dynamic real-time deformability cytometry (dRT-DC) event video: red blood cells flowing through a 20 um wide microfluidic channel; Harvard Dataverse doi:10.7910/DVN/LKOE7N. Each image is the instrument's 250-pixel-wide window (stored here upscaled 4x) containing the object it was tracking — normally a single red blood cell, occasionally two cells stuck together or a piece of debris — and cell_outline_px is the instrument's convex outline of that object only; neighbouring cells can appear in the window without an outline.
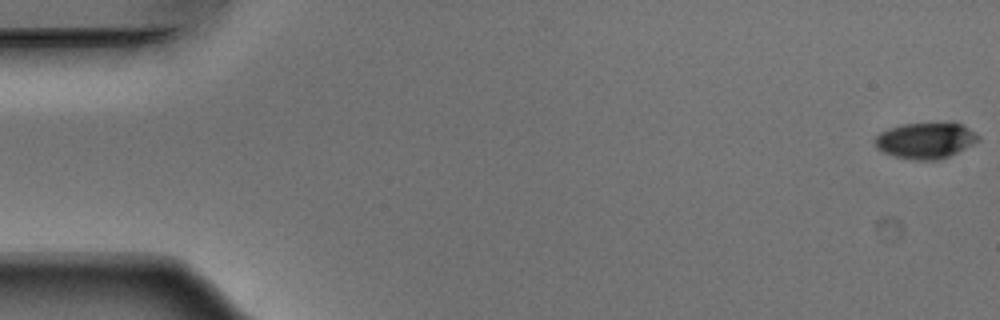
{"species": "Egyptian fruit bat (a non-hibernating species)", "species_latin": "Rousettus aegyptiacus", "temperature_condition": "warm", "stored_images_in_passage": 53, "camera_frame_rate_fps": 3000, "um_per_image_px": 0.085, "animal": {"sex": "male"}, "frame": {"image": 1, "passage_image": 1, "time_ms": 0.0, "image_size_px": [1000, 320], "cell_outline_px": [[980, 140], [948, 156], [936, 160], [916, 160], [896, 156], [884, 152], [876, 148], [872, 140], [880, 132], [888, 128], [900, 124], [952, 120], [968, 128], [980, 136]], "centroid_in_image_um": [78.65, 11.89], "position_along_channel_um": 6.3, "area_um2": 22.14}}
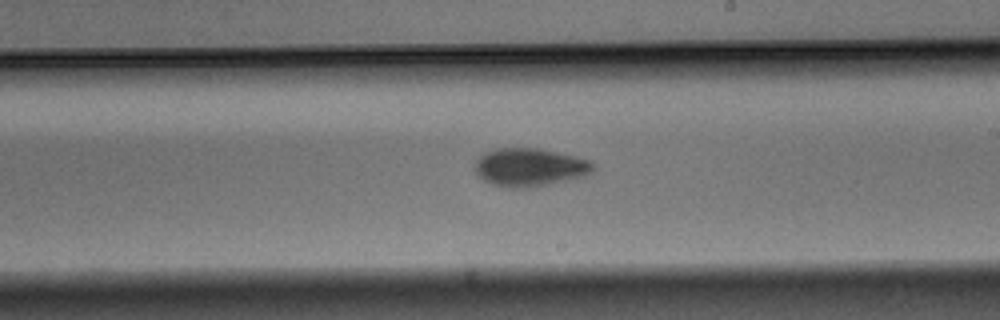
{"frame": {"image": 2, "passage_image": 31, "time_ms": 10.0, "image_size_px": [1000, 320], "cell_outline_px": [[596, 168], [592, 172], [584, 176], [536, 188], [508, 188], [492, 184], [484, 180], [476, 172], [476, 160], [484, 152], [496, 148], [540, 148], [592, 160], [596, 164]], "centroid_in_image_um": [45.08, 14.22], "position_along_channel_um": 243.9, "area_um2": 26.7}}
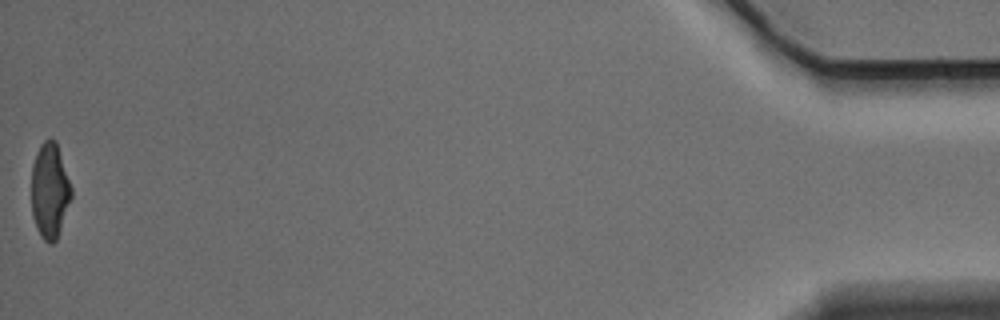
{"frame": {"image": 3, "passage_image": 53, "time_ms": 17.333, "image_size_px": [1000, 320], "cell_outline_px": [[72, 196], [56, 240], [52, 244], [48, 244], [40, 236], [36, 228], [32, 216], [32, 164], [36, 152], [40, 144], [44, 140], [52, 136], [56, 140], [72, 188]], "centroid_in_image_um": [4.22, 16.18], "position_along_channel_um": 431.0, "area_um2": 22.37}, "authors_computed_cell_mechanics": {"area_um2": 23.8136, "velocity_mm_per_s": 3.8692, "shape_relaxation_time_tau1_ms": 2.6659, "shape_relaxation_time_tau2_ms": 5.8557, "deformation_change_tau1": 0.1515, "deformation_change_tau2": 0.1158}}